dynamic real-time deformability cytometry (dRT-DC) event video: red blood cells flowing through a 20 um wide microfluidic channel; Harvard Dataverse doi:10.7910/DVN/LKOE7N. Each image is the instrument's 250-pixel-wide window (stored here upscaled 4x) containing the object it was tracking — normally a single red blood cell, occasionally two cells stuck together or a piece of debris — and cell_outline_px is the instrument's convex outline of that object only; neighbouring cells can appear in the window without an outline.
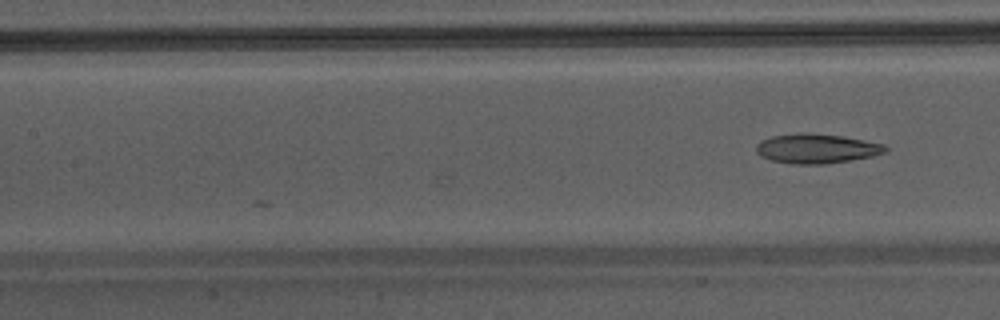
{"species": "Egyptian fruit bat (a non-hibernating species)", "species_latin": "Rousettus aegyptiacus", "temperature_condition": "warm", "stored_images_in_passage": 14, "camera_frame_rate_fps": 3000, "um_per_image_px": 0.085, "animal": {"sex": "male"}, "frame": {"image": 1, "passage_image": 14, "time_ms": 4.333, "image_size_px": [1000, 320], "cell_outline_px": [[888, 152], [872, 156], [824, 164], [792, 164], [772, 160], [760, 156], [756, 152], [756, 144], [772, 136], [800, 132], [844, 136], [884, 144], [888, 148]], "centroid_in_image_um": [69.42, 12.62], "position_along_channel_um": 138.0, "area_um2": 22.2}}